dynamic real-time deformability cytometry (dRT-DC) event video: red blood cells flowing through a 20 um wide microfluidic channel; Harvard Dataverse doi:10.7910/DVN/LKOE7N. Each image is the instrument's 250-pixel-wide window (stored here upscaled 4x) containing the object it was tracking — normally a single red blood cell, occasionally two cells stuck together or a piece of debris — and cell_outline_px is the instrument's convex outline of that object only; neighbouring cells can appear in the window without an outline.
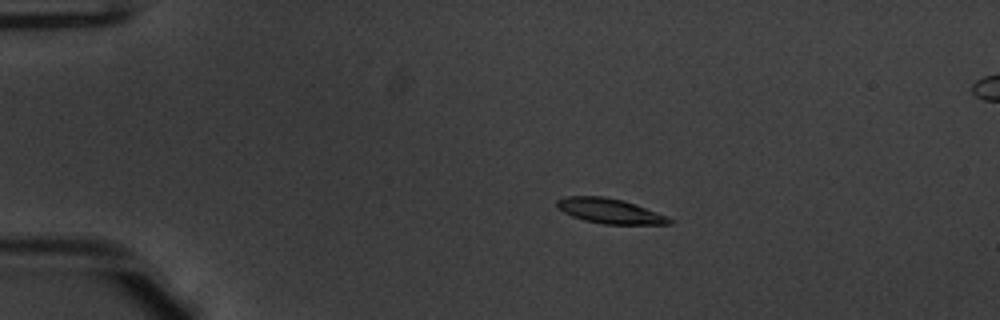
{"species": "common noctule bat (a hibernating species)", "species_latin": "Nyctalus noctula", "temperature_condition": "warm", "stored_images_in_passage": 52, "camera_frame_rate_fps": 3000, "um_per_image_px": 0.085, "animal": {"sex": "male", "body_mass_g": 20.1, "forearm_length_mm": 53.5}, "frame": {"image": 1, "passage_image": 11, "time_ms": 3.333, "image_size_px": [1000, 320], "cell_outline_px": [[672, 224], [604, 224], [584, 220], [572, 216], [556, 208], [556, 200], [564, 196], [604, 196], [624, 200], [636, 204], [668, 216], [672, 220]], "centroid_in_image_um": [51.81, 17.92], "position_along_channel_um": 33.2, "area_um2": 16.47}}
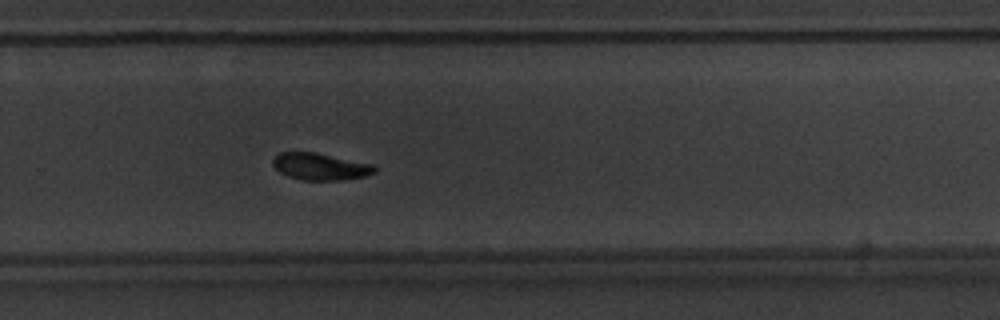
{"frame": {"image": 2, "passage_image": 36, "time_ms": 11.667, "image_size_px": [1000, 320], "cell_outline_px": [[376, 172], [364, 176], [340, 180], [304, 180], [288, 176], [280, 172], [272, 164], [272, 160], [280, 152], [316, 152], [372, 164], [376, 168]], "centroid_in_image_um": [27.21, 14.15], "position_along_channel_um": 302.6, "area_um2": 15.84}}
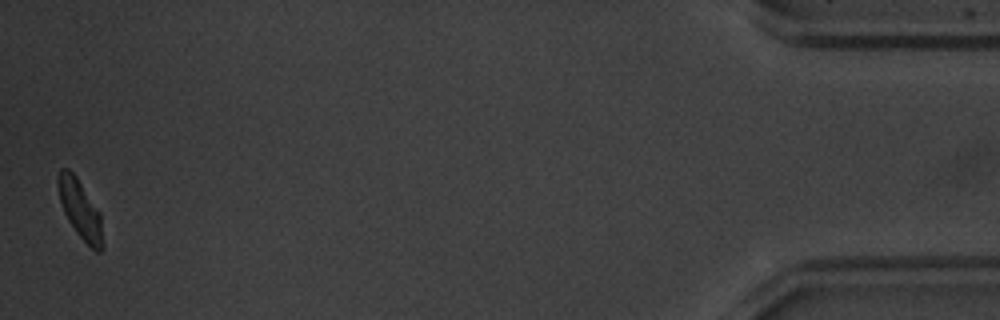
{"frame": {"image": 3, "passage_image": 52, "time_ms": 17.0, "image_size_px": [1000, 320], "cell_outline_px": [[104, 248], [100, 252], [96, 252], [76, 232], [68, 220], [64, 212], [60, 200], [56, 180], [60, 168], [68, 168], [76, 176], [100, 212], [104, 244]], "centroid_in_image_um": [6.82, 17.8], "position_along_channel_um": 428.4, "area_um2": 15.32}, "authors_computed_cell_mechanics": {"area_um2": 16.3574, "velocity_mm_per_s": 3.926, "shape_relaxation_time_tau1_ms": 2.6463, "shape_relaxation_time_tau2_ms": 6.4755, "deformation_change_tau1": 0.1213, "deformation_change_tau2": 0.122}}